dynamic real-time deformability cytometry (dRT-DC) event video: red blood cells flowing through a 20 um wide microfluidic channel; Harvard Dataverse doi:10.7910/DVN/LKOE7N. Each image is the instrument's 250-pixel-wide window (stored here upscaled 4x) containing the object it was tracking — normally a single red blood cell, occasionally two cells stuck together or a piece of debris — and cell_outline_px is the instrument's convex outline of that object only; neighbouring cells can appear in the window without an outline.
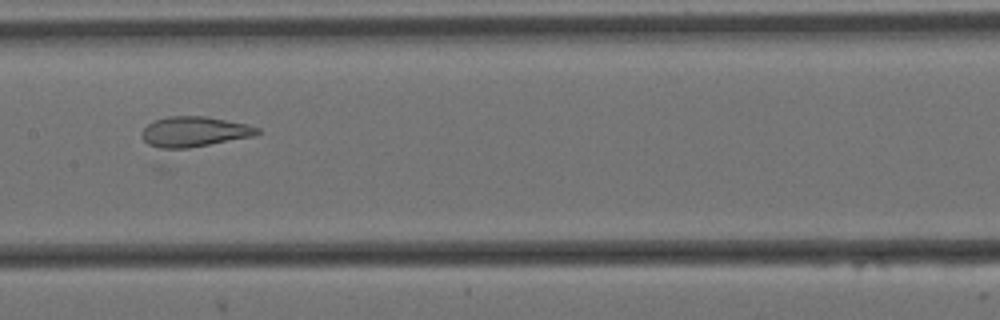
{"species": "Egyptian fruit bat (a non-hibernating species)", "species_latin": "Rousettus aegyptiacus", "temperature_condition": "cold", "stored_images_in_passage": 10, "camera_frame_rate_fps": 3000, "um_per_image_px": 0.085, "animal": {"sex": "female"}, "frame": {"image": 1, "passage_image": 10, "time_ms": 3.0, "image_size_px": [1000, 320], "cell_outline_px": [[260, 132], [256, 136], [168, 152], [148, 144], [144, 140], [144, 128], [148, 124], [156, 120], [168, 116], [204, 116], [248, 124], [260, 128]], "centroid_in_image_um": [16.53, 11.23], "position_along_channel_um": 190.9, "area_um2": 20.75}}